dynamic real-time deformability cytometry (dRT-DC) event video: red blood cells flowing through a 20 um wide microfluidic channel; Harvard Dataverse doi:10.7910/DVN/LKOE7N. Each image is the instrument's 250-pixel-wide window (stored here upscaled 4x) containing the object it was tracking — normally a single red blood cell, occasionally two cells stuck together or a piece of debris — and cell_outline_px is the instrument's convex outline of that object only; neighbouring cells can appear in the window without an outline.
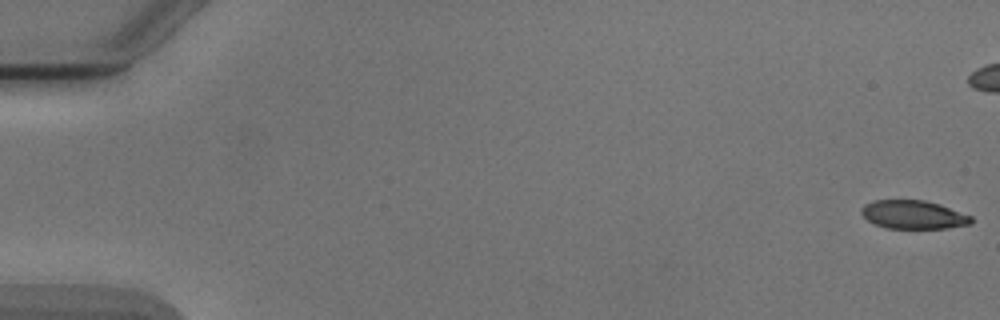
{"species": "Egyptian fruit bat (a non-hibernating species)", "species_latin": "Rousettus aegyptiacus", "temperature_condition": "cold", "stored_images_in_passage": 6, "camera_frame_rate_fps": 3000, "um_per_image_px": 0.085, "animal": {"sex": "male"}, "frame": {"image": 1, "passage_image": 1, "time_ms": 0.0, "image_size_px": [1000, 320], "cell_outline_px": [[972, 224], [944, 228], [884, 228], [868, 220], [860, 212], [860, 208], [864, 204], [876, 200], [924, 200], [940, 204], [972, 216]], "centroid_in_image_um": [77.63, 18.24], "position_along_channel_um": 7.4, "area_um2": 18.21}}